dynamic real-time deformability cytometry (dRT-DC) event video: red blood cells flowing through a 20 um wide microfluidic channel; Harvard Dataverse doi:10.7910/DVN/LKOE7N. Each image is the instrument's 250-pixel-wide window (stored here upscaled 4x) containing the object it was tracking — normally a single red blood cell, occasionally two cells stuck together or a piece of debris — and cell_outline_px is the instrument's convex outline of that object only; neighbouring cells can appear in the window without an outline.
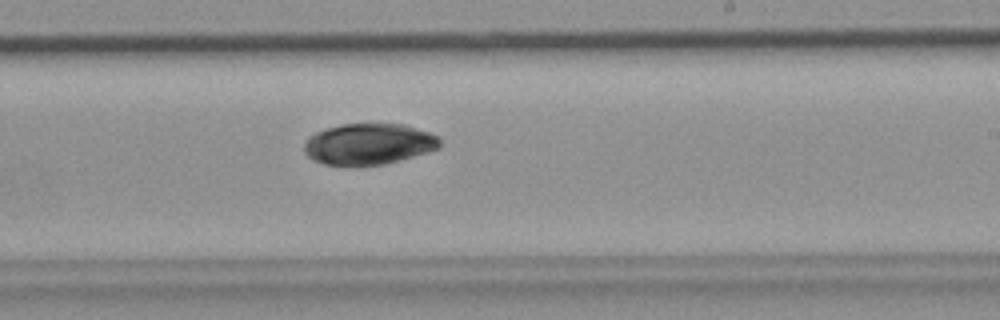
{"species": "common noctule bat (a hibernating species)", "species_latin": "Nyctalus noctula", "temperature_condition": "room temperature", "stored_images_in_passage": 9, "camera_frame_rate_fps": 3000, "um_per_image_px": 0.085, "animal": {"sex": "female", "body_mass_g": 19.9}, "frame": {"image": 1, "passage_image": 9, "time_ms": 2.667, "image_size_px": [1000, 320], "cell_outline_px": [[440, 148], [428, 152], [400, 160], [384, 164], [324, 164], [312, 160], [304, 152], [304, 144], [308, 136], [316, 132], [328, 128], [344, 124], [404, 124], [440, 136]], "centroid_in_image_um": [31.36, 12.23], "position_along_channel_um": 257.6, "area_um2": 32.25}}